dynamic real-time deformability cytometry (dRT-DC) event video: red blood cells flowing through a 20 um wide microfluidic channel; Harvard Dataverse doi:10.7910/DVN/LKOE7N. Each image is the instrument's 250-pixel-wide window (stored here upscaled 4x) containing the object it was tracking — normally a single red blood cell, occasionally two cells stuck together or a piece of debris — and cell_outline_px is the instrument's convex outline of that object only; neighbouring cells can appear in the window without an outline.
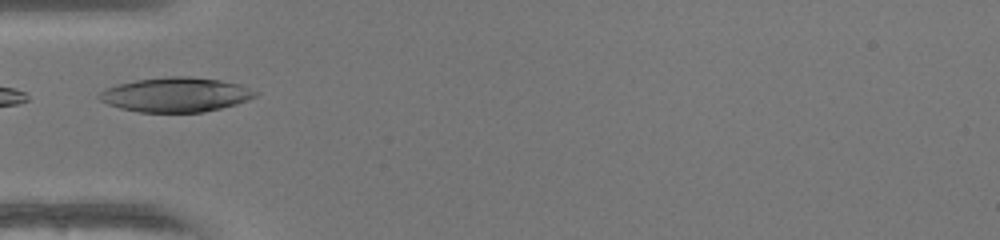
{"species": "human", "species_latin": "Homo sapiens", "temperature_condition": "warm", "stored_images_in_passage": 7, "camera_frame_rate_fps": 3000, "um_per_image_px": 0.085, "donor": {"sex": "female"}, "frame": {"image": 1, "passage_image": 1, "time_ms": 0.0, "image_size_px": [1000, 240], "cell_outline_px": [[260, 92], [256, 96], [248, 100], [236, 104], [204, 112], [140, 112], [120, 108], [108, 104], [100, 100], [96, 96], [104, 88], [116, 84], [136, 80], [168, 76], [188, 76], [220, 80], [240, 84]], "centroid_in_image_um": [14.93, 8.04], "position_along_channel_um": 70.1, "area_um2": 31.56}}
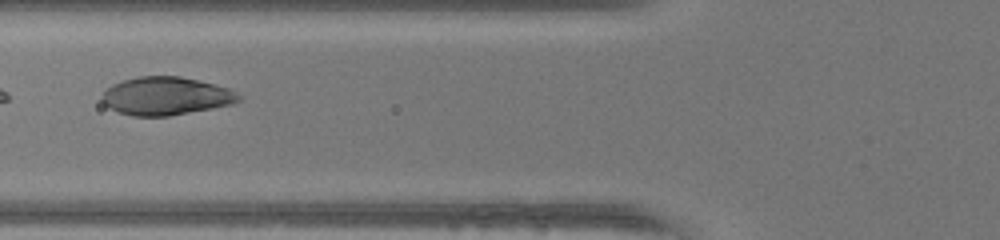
{"frame": {"image": 2, "passage_image": 4, "time_ms": 1.0, "image_size_px": [1000, 240], "cell_outline_px": [[240, 100], [232, 104], [212, 108], [168, 116], [132, 116], [116, 112], [108, 108], [100, 100], [100, 96], [112, 84], [124, 80], [140, 76], [180, 76], [228, 88], [236, 92], [240, 96]], "centroid_in_image_um": [14.04, 8.17], "position_along_channel_um": 111.8, "area_um2": 30.29}}